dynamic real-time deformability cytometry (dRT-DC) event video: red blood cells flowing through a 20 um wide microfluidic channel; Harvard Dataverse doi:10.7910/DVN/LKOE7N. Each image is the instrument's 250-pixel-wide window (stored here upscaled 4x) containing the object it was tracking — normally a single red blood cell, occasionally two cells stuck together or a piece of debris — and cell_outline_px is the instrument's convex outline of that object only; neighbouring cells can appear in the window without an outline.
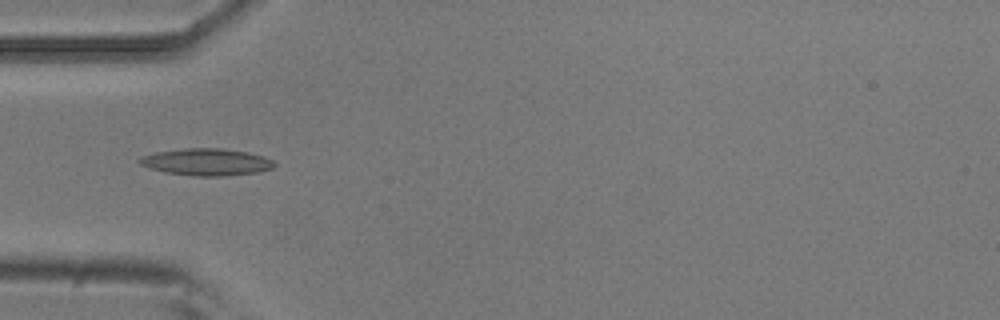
{"species": "common noctule bat (a hibernating species)", "species_latin": "Nyctalus noctula", "temperature_condition": "room temperature", "stored_images_in_passage": 8, "camera_frame_rate_fps": 3000, "um_per_image_px": 0.085, "animal": {"sex": "male", "body_mass_g": 20.5, "forearm_length_mm": 52.5}, "frame": {"image": 1, "passage_image": 5, "time_ms": 1.333, "image_size_px": [1000, 320], "cell_outline_px": [[276, 164], [272, 168], [260, 172], [224, 176], [196, 176], [164, 172], [148, 168], [140, 164], [136, 160], [144, 156], [156, 152], [184, 148], [224, 148], [248, 152], [264, 156], [272, 160]], "centroid_in_image_um": [17.57, 13.77], "position_along_channel_um": 67.4, "area_um2": 21.33}}
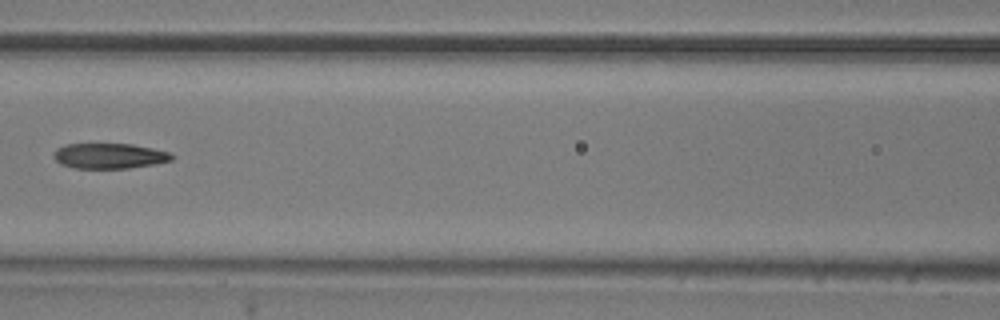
{"frame": {"image": 2, "passage_image": 7, "time_ms": 2.0, "image_size_px": [1000, 320], "cell_outline_px": [[176, 156], [172, 160], [156, 164], [128, 168], [76, 168], [60, 164], [52, 156], [56, 148], [64, 144], [132, 144], [152, 148], [168, 152]], "centroid_in_image_um": [9.29, 13.25], "position_along_channel_um": 157.3, "area_um2": 17.51}}
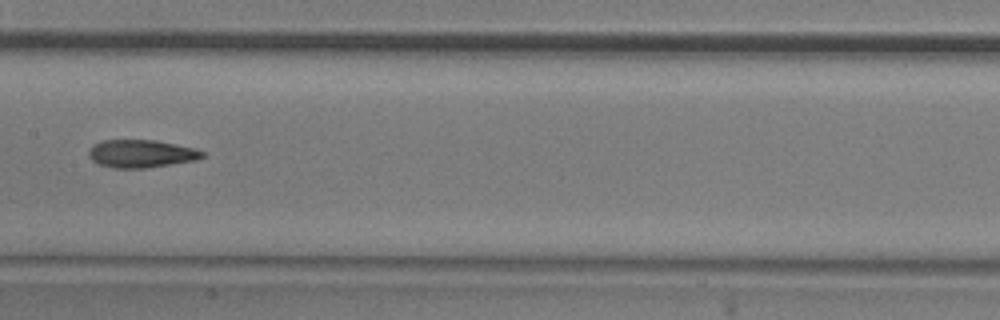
{"frame": {"image": 3, "passage_image": 8, "time_ms": 2.333, "image_size_px": [1000, 320], "cell_outline_px": [[204, 156], [196, 160], [148, 168], [112, 168], [100, 164], [92, 160], [88, 156], [88, 152], [92, 144], [104, 140], [156, 140], [196, 148], [204, 152]], "centroid_in_image_um": [12.0, 13.06], "position_along_channel_um": 195.4, "area_um2": 18.55}}